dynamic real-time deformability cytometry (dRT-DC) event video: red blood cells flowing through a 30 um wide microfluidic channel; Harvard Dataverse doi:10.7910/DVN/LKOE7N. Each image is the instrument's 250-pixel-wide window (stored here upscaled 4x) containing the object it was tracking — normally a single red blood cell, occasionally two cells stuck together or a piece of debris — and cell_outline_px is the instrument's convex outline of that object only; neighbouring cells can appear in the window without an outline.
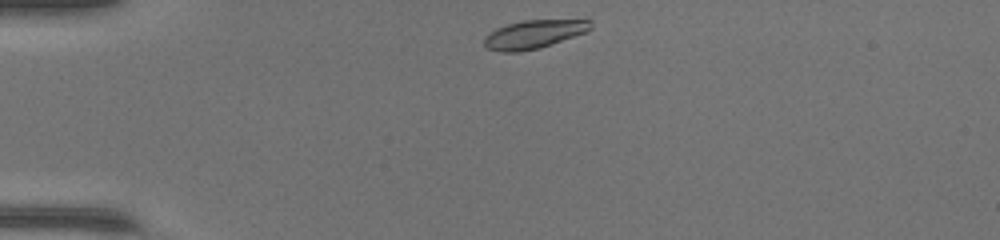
{"species": "common noctule bat (a hibernating species)", "species_latin": "Nyctalus noctula", "temperature_condition": "warm", "stored_images_in_passage": 38, "camera_frame_rate_fps": 3000, "um_per_image_px": 0.085, "animal": {"sex": "female", "body_mass_g": 17.0, "forearm_length_mm": 48.0}, "frame": {"image": 1, "passage_image": 1, "time_ms": 0.0, "image_size_px": [1000, 240], "cell_outline_px": [[592, 28], [588, 32], [540, 48], [520, 52], [500, 52], [488, 48], [484, 44], [484, 36], [496, 28], [508, 24], [524, 20], [592, 20]], "centroid_in_image_um": [45.4, 2.92], "position_along_channel_um": 39.6, "area_um2": 17.74}}
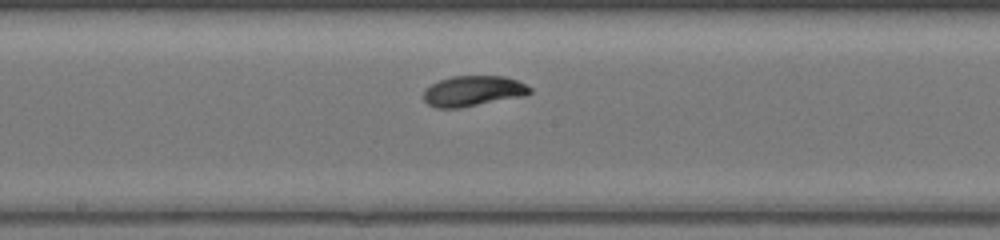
{"frame": {"image": 2, "passage_image": 16, "time_ms": 5.0, "image_size_px": [1000, 240], "cell_outline_px": [[532, 92], [524, 96], [456, 108], [436, 108], [428, 104], [424, 100], [424, 88], [440, 80], [452, 76], [504, 76], [516, 80], [532, 88]], "centroid_in_image_um": [40.2, 7.73], "position_along_channel_um": 208.0, "area_um2": 18.73}}
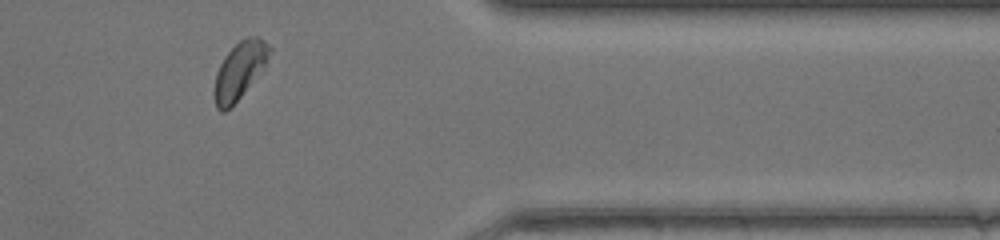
{"frame": {"image": 3, "passage_image": 30, "time_ms": 9.667, "image_size_px": [1000, 240], "cell_outline_px": [[272, 52], [264, 64], [240, 96], [224, 112], [220, 112], [216, 108], [212, 92], [216, 72], [224, 56], [244, 36], [256, 36], [272, 44]], "centroid_in_image_um": [20.33, 5.95], "position_along_channel_um": 391.1, "area_um2": 18.09}, "authors_computed_cell_mechanics": {"area_um2": 18.3226, "velocity_mm_per_s": 4.2731, "shape_relaxation_time_tau1_ms": 2.021, "shape_relaxation_time_tau2_ms": null, "deformation_change_tau1": 0.138, "deformation_change_tau2": null}}